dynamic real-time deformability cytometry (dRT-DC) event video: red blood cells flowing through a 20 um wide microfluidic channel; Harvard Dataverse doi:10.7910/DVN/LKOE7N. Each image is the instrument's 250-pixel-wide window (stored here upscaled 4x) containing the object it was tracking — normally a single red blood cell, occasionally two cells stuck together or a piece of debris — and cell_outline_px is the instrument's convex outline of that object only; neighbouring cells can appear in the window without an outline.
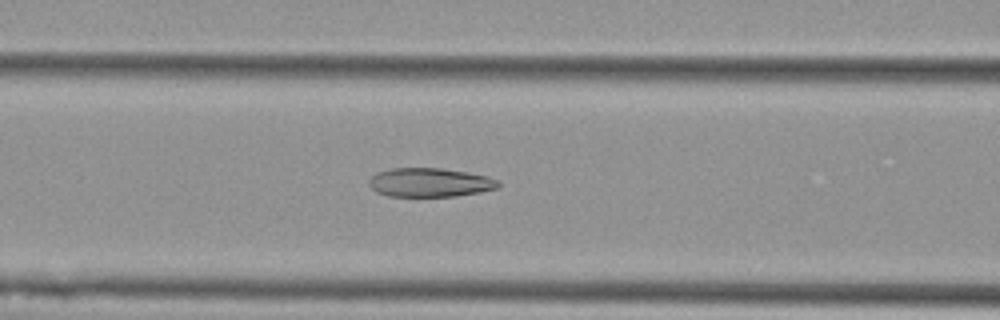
{"species": "Egyptian fruit bat (a non-hibernating species)", "species_latin": "Rousettus aegyptiacus", "temperature_condition": "cold", "stored_images_in_passage": 47, "camera_frame_rate_fps": 3000, "um_per_image_px": 0.085, "animal": {"sex": "female"}, "frame": {"image": 1, "passage_image": 14, "time_ms": 4.333, "image_size_px": [1000, 320], "cell_outline_px": [[500, 188], [480, 192], [456, 196], [388, 196], [376, 192], [368, 184], [368, 180], [376, 172], [392, 168], [440, 168], [488, 176], [500, 180]], "centroid_in_image_um": [36.55, 15.51], "position_along_channel_um": 130.1, "area_um2": 21.91}}
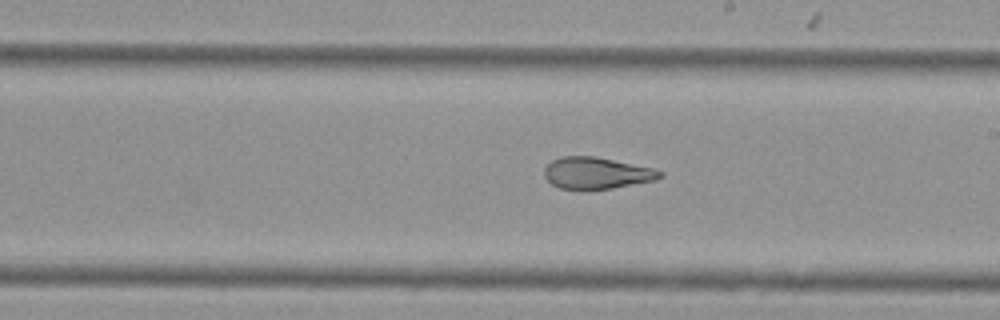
{"frame": {"image": 2, "passage_image": 23, "time_ms": 7.333, "image_size_px": [1000, 320], "cell_outline_px": [[664, 176], [656, 180], [612, 188], [560, 188], [552, 184], [544, 176], [544, 168], [552, 160], [560, 156], [596, 156], [652, 168], [664, 172]], "centroid_in_image_um": [50.72, 14.69], "position_along_channel_um": 238.3, "area_um2": 21.1}}
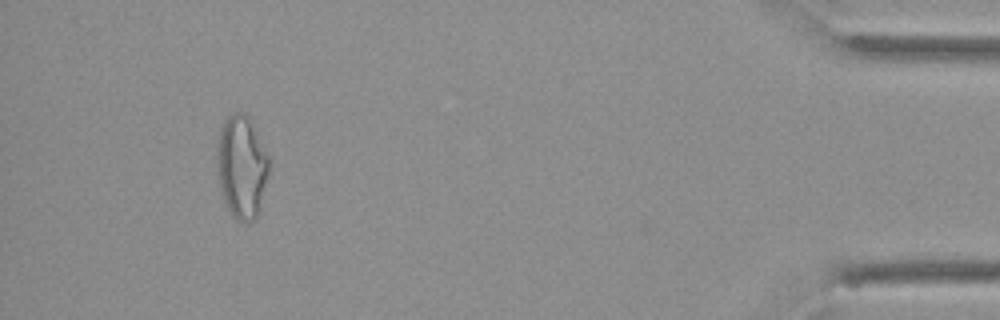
{"frame": {"image": 3, "passage_image": 43, "time_ms": 14.0, "image_size_px": [1000, 320], "cell_outline_px": [[268, 172], [260, 212], [256, 220], [236, 220], [232, 216], [224, 200], [220, 184], [216, 160], [216, 148], [220, 128], [224, 120], [232, 112], [244, 112], [252, 120], [268, 156]], "centroid_in_image_um": [20.54, 14.14], "position_along_channel_um": 414.7, "area_um2": 31.33}, "authors_computed_cell_mechanics": {"area_um2": 23.8136, "velocity_mm_per_s": 3.623, "shape_relaxation_time_tau1_ms": null, "shape_relaxation_time_tau2_ms": 2.0995, "deformation_change_tau1": null, "deformation_change_tau2": 0.0911}}